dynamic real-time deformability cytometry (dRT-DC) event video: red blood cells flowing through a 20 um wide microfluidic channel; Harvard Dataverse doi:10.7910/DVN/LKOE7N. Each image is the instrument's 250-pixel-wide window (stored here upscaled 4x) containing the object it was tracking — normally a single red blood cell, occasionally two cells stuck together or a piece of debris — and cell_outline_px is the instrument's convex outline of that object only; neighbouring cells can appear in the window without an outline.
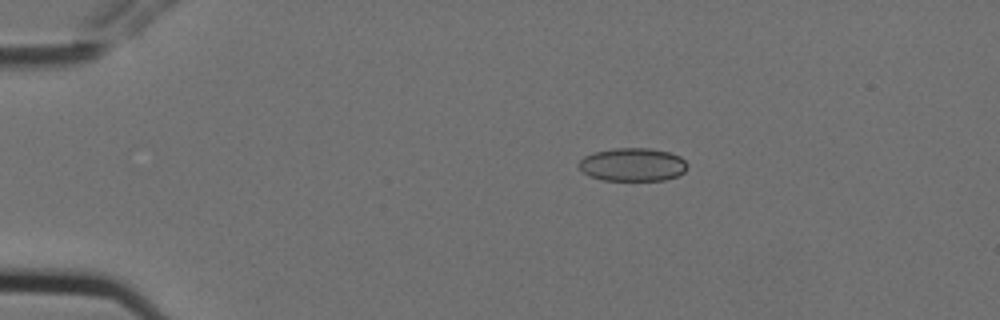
{"species": "Egyptian fruit bat (a non-hibernating species)", "species_latin": "Rousettus aegyptiacus", "temperature_condition": "cold", "stored_images_in_passage": 4, "camera_frame_rate_fps": 3000, "um_per_image_px": 0.085, "animal": {"sex": "female"}, "frame": {"image": 1, "passage_image": 1, "time_ms": 0.0, "image_size_px": [1000, 320], "cell_outline_px": [[688, 164], [684, 172], [676, 176], [664, 180], [604, 180], [588, 176], [580, 168], [580, 160], [584, 156], [592, 152], [612, 148], [648, 148], [668, 152], [680, 156]], "centroid_in_image_um": [53.77, 13.98], "position_along_channel_um": 31.2, "area_um2": 20.98}}
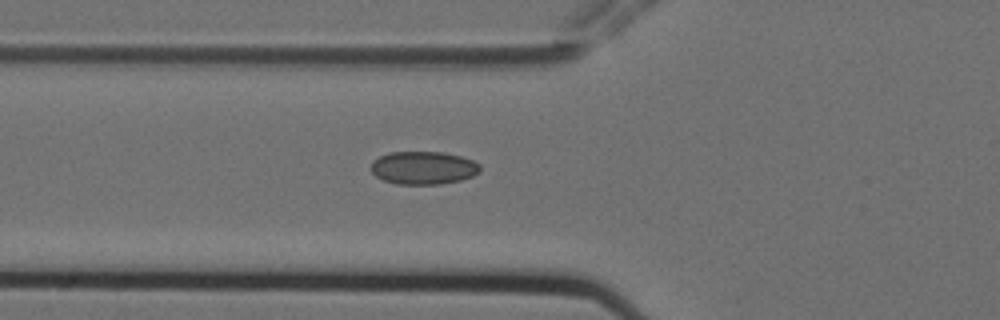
{"frame": {"image": 2, "passage_image": 4, "time_ms": 1.0, "image_size_px": [1000, 320], "cell_outline_px": [[480, 172], [472, 176], [460, 180], [440, 184], [396, 184], [384, 180], [376, 176], [368, 168], [372, 160], [388, 152], [440, 152], [460, 156], [472, 160], [480, 164]], "centroid_in_image_um": [35.95, 14.26], "position_along_channel_um": 89.9, "area_um2": 21.1}}